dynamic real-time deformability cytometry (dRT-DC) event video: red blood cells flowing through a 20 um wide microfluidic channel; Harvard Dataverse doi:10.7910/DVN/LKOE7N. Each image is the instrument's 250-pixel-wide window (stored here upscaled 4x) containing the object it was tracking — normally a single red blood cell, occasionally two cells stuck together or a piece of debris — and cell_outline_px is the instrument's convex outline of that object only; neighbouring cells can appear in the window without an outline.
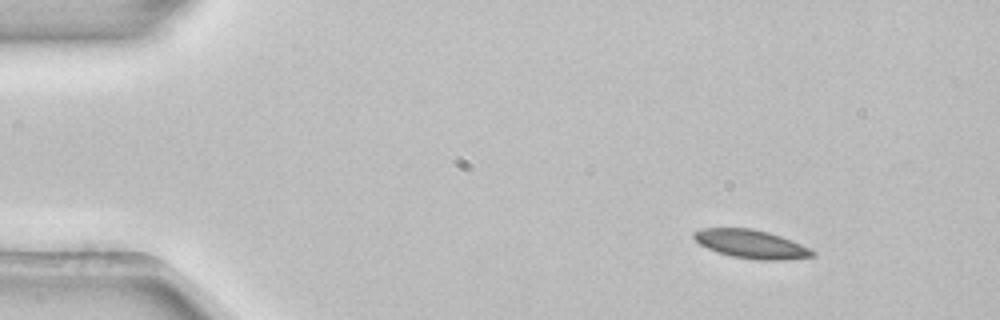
{"species": "common noctule bat (a hibernating species)", "species_latin": "Nyctalus noctula", "temperature_condition": "room temperature", "stored_images_in_passage": 4, "camera_frame_rate_fps": 3000, "um_per_image_px": 0.085, "animal": {"sex": "female", "body_mass_g": 22.7, "forearm_length_mm": 54.2}, "frame": {"image": 1, "passage_image": 1, "time_ms": 0.0, "image_size_px": [1000, 320], "cell_outline_px": [[816, 256], [780, 260], [756, 260], [732, 256], [716, 252], [700, 244], [692, 236], [692, 232], [704, 228], [752, 228], [768, 232], [792, 240], [816, 252]], "centroid_in_image_um": [63.84, 20.74], "position_along_channel_um": 21.2, "area_um2": 19.65}}
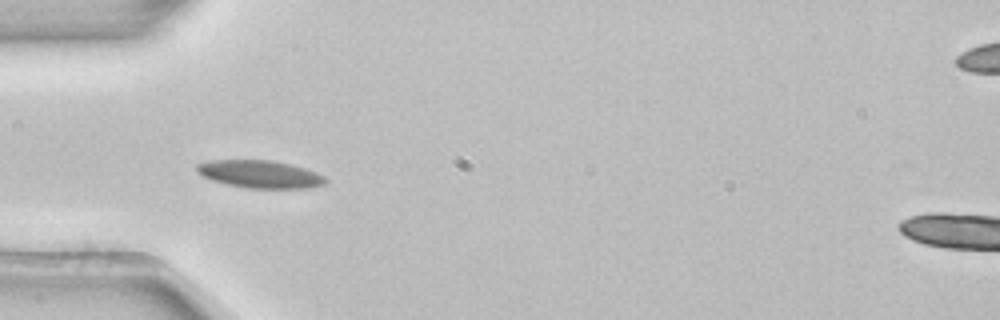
{"frame": {"image": 2, "passage_image": 3, "time_ms": 0.667, "image_size_px": [1000, 320], "cell_outline_px": [[328, 180], [324, 184], [308, 188], [248, 188], [228, 184], [212, 180], [196, 172], [196, 164], [212, 160], [272, 160], [304, 168], [316, 172], [324, 176]], "centroid_in_image_um": [22.1, 14.8], "position_along_channel_um": 62.9, "area_um2": 20.58}}